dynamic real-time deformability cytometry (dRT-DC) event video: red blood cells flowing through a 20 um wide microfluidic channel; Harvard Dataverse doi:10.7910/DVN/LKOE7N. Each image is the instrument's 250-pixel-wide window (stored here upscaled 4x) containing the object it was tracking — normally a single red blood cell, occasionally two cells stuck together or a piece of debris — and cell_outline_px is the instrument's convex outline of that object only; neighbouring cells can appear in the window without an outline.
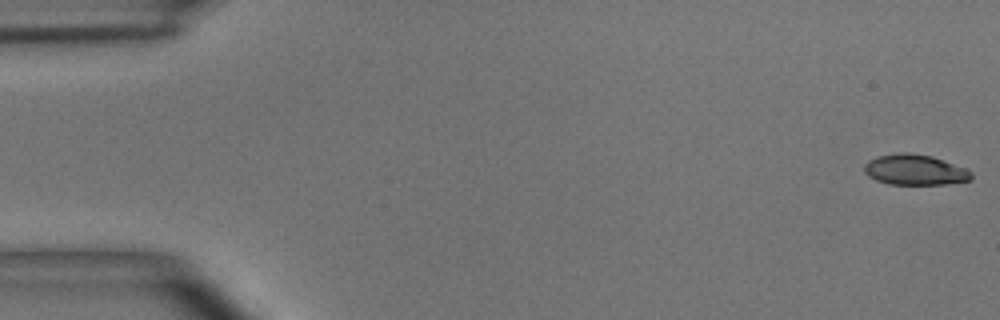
{"species": "common noctule bat (a hibernating species)", "species_latin": "Nyctalus noctula", "temperature_condition": "room temperature", "stored_images_in_passage": 55, "camera_frame_rate_fps": 3000, "um_per_image_px": 0.085, "animal": {"sex": "male", "body_mass_g": 15.6}, "frame": {"image": 1, "passage_image": 1, "time_ms": 0.0, "image_size_px": [1000, 320], "cell_outline_px": [[972, 180], [944, 184], [888, 184], [876, 180], [868, 176], [864, 172], [864, 164], [868, 160], [876, 156], [900, 152], [908, 152], [932, 156], [964, 168], [972, 172]], "centroid_in_image_um": [77.73, 14.43], "position_along_channel_um": 7.3, "area_um2": 19.07}}
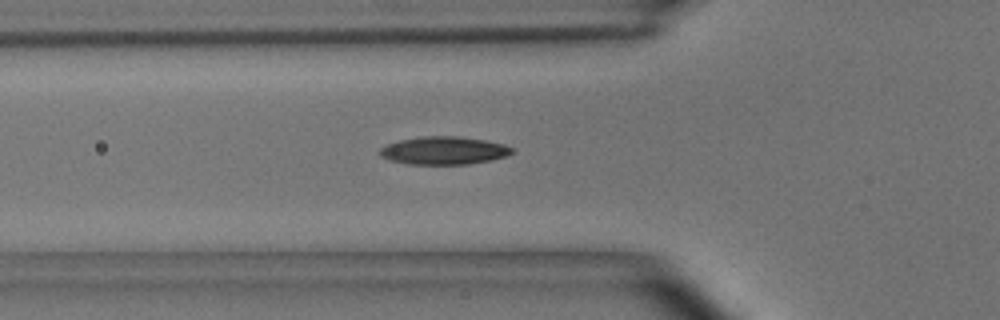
{"frame": {"image": 2, "passage_image": 19, "time_ms": 6.0, "image_size_px": [1000, 320], "cell_outline_px": [[516, 152], [492, 160], [468, 164], [408, 164], [388, 160], [380, 156], [380, 148], [388, 144], [400, 140], [424, 136], [456, 136], [484, 140], [504, 144], [512, 148]], "centroid_in_image_um": [37.73, 12.8], "position_along_channel_um": 88.1, "area_um2": 21.44}}
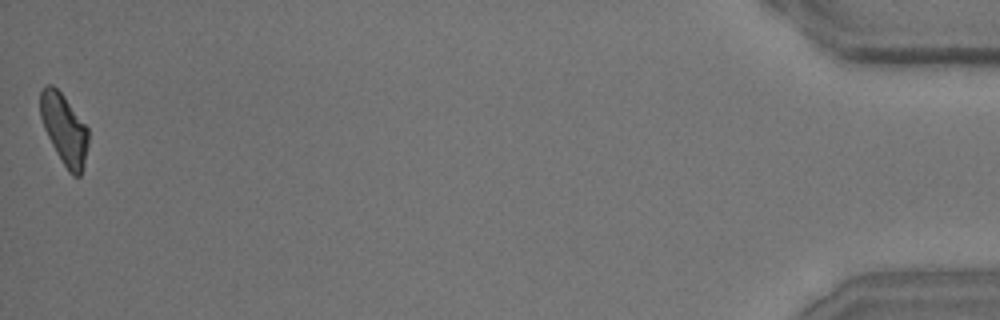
{"frame": {"image": 3, "passage_image": 55, "time_ms": 18.0, "image_size_px": [1000, 320], "cell_outline_px": [[88, 144], [84, 164], [80, 176], [72, 176], [68, 172], [56, 152], [44, 128], [40, 116], [40, 92], [48, 84], [52, 84], [64, 96], [88, 128]], "centroid_in_image_um": [5.46, 11.0], "position_along_channel_um": 429.7, "area_um2": 19.54}, "authors_computed_cell_mechanics": {"area_um2": 20.3456, "velocity_mm_per_s": 3.6224, "shape_relaxation_time_tau1_ms": 4.7126, "shape_relaxation_time_tau2_ms": 4.0663, "deformation_change_tau1": 0.1474, "deformation_change_tau2": 0.115}}